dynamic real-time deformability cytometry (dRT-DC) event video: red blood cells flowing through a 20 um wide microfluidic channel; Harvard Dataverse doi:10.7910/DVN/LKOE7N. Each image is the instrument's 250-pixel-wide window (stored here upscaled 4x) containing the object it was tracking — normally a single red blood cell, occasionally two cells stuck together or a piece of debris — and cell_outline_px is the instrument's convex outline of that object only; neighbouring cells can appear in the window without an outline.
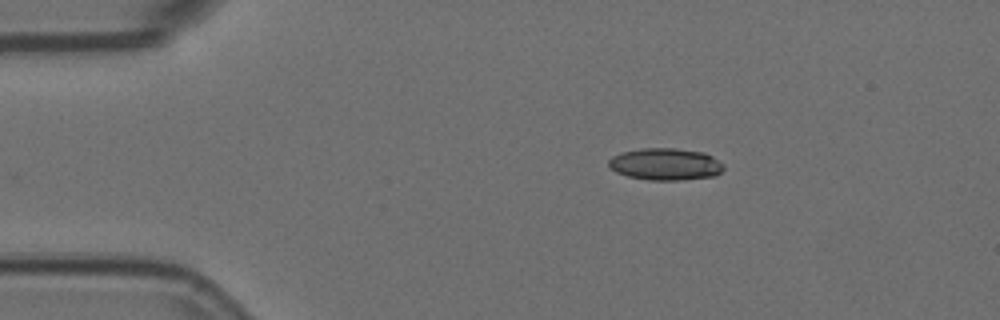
{"species": "Egyptian fruit bat (a non-hibernating species)", "species_latin": "Rousettus aegyptiacus", "temperature_condition": "room temperature", "stored_images_in_passage": 48, "camera_frame_rate_fps": 3000, "um_per_image_px": 0.085, "animal": {"sex": "female"}, "frame": {"image": 1, "passage_image": 1, "time_ms": 0.0, "image_size_px": [1000, 320], "cell_outline_px": [[724, 168], [716, 176], [680, 180], [648, 180], [628, 176], [616, 172], [608, 164], [608, 160], [612, 156], [620, 152], [640, 148], [676, 148], [704, 152], [712, 156], [724, 164]], "centroid_in_image_um": [56.57, 13.95], "position_along_channel_um": 28.4, "area_um2": 21.62}}
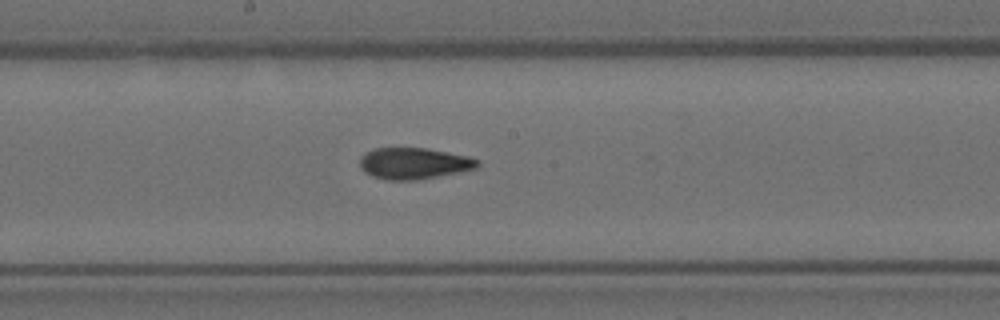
{"frame": {"image": 2, "passage_image": 21, "time_ms": 6.667, "image_size_px": [1000, 320], "cell_outline_px": [[480, 164], [476, 168], [460, 172], [416, 180], [384, 180], [372, 176], [364, 172], [360, 168], [360, 156], [364, 152], [372, 148], [428, 148], [468, 156], [480, 160]], "centroid_in_image_um": [35.15, 13.88], "position_along_channel_um": 213.0, "area_um2": 21.79}}
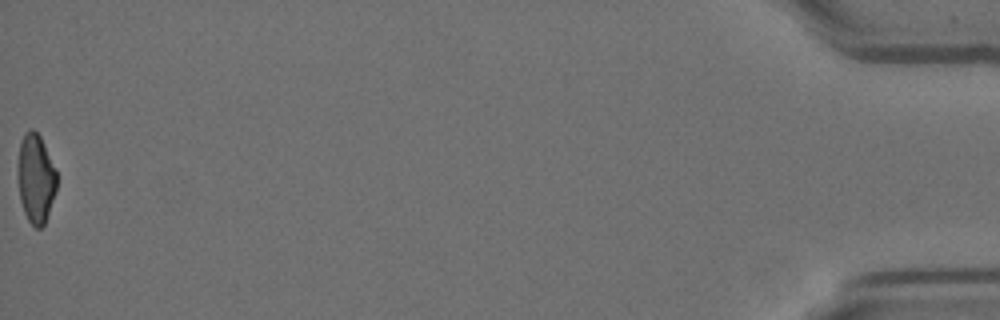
{"frame": {"image": 3, "passage_image": 48, "time_ms": 15.667, "image_size_px": [1000, 320], "cell_outline_px": [[56, 188], [44, 224], [40, 228], [36, 228], [28, 220], [24, 212], [20, 200], [16, 176], [16, 172], [20, 140], [24, 132], [28, 128], [32, 128], [40, 136], [44, 144], [56, 172]], "centroid_in_image_um": [2.99, 15.12], "position_along_channel_um": 432.2, "area_um2": 20.29}, "authors_computed_cell_mechanics": {"area_um2": 21.7039, "velocity_mm_per_s": 3.5875, "shape_relaxation_time_tau1_ms": 10.1177, "shape_relaxation_time_tau2_ms": 3.1114, "deformation_change_tau1": 0.2388, "deformation_change_tau2": 0.0924}}